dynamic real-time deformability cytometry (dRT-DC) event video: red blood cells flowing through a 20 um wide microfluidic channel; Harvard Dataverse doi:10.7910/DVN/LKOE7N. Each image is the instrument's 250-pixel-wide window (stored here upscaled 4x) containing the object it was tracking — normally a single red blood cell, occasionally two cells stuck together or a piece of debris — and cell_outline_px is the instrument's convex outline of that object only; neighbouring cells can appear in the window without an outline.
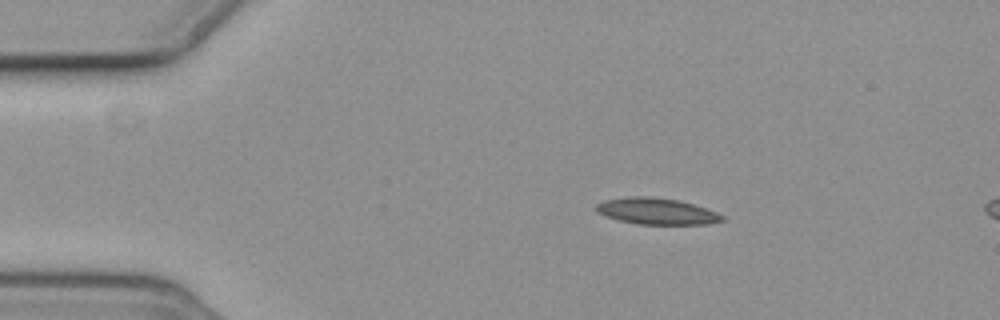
{"species": "common noctule bat (a hibernating species)", "species_latin": "Nyctalus noctula", "temperature_condition": "cold", "stored_images_in_passage": 4, "camera_frame_rate_fps": 3000, "um_per_image_px": 0.085, "animal": {"sex": "female", "body_mass_g": 19.3, "forearm_length_mm": 54.1}, "frame": {"image": 1, "passage_image": 1, "time_ms": 0.0, "image_size_px": [1000, 320], "cell_outline_px": [[728, 220], [708, 224], [636, 224], [604, 216], [596, 212], [596, 204], [604, 200], [624, 196], [648, 196], [680, 200], [716, 212], [724, 216]], "centroid_in_image_um": [55.8, 17.95], "position_along_channel_um": 29.2, "area_um2": 19.54}}